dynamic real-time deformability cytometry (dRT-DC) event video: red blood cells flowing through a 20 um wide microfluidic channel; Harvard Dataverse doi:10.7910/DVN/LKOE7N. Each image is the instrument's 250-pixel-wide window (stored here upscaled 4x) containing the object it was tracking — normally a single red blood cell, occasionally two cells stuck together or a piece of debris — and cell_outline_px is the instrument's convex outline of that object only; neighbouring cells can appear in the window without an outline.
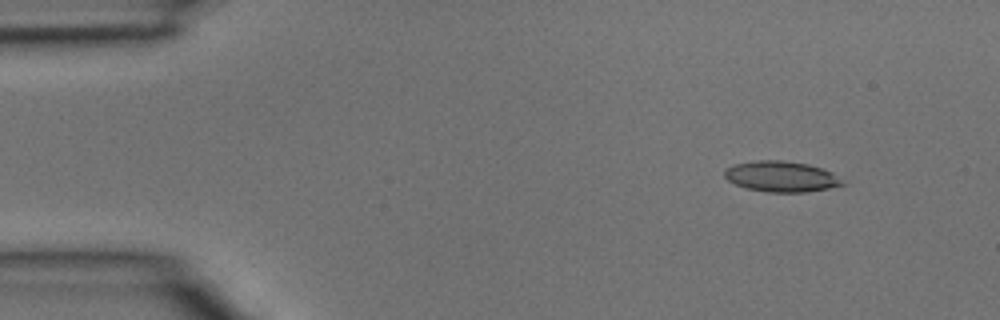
{"species": "common noctule bat (a hibernating species)", "species_latin": "Nyctalus noctula", "temperature_condition": "room temperature", "stored_images_in_passage": 3, "camera_frame_rate_fps": 3000, "um_per_image_px": 0.085, "animal": {"sex": "male", "body_mass_g": 15.6}, "frame": {"image": 1, "passage_image": 1, "time_ms": 0.0, "image_size_px": [1000, 320], "cell_outline_px": [[848, 184], [828, 188], [804, 192], [768, 192], [748, 188], [736, 184], [728, 180], [724, 176], [724, 172], [728, 168], [736, 164], [756, 160], [780, 160], [808, 164], [832, 172]], "centroid_in_image_um": [66.44, 15.0], "position_along_channel_um": 18.6, "area_um2": 20.87}}
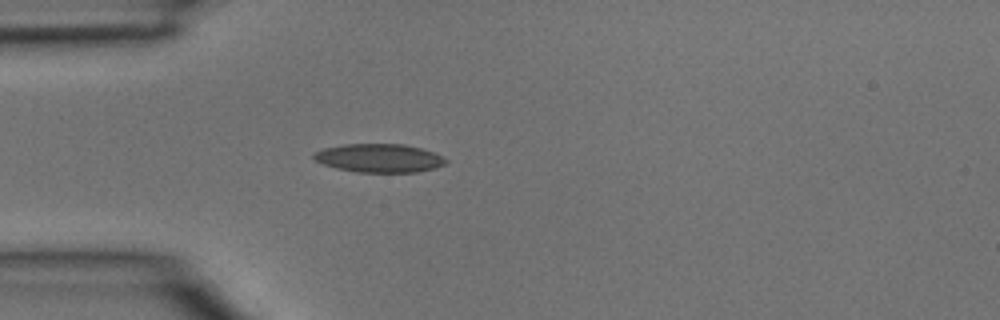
{"frame": {"image": 2, "passage_image": 3, "time_ms": 0.667, "image_size_px": [1000, 320], "cell_outline_px": [[448, 160], [444, 164], [436, 168], [416, 172], [356, 172], [336, 168], [324, 164], [316, 160], [312, 156], [312, 152], [324, 148], [344, 144], [404, 144], [420, 148], [432, 152]], "centroid_in_image_um": [32.2, 13.44], "position_along_channel_um": 52.8, "area_um2": 21.85}}